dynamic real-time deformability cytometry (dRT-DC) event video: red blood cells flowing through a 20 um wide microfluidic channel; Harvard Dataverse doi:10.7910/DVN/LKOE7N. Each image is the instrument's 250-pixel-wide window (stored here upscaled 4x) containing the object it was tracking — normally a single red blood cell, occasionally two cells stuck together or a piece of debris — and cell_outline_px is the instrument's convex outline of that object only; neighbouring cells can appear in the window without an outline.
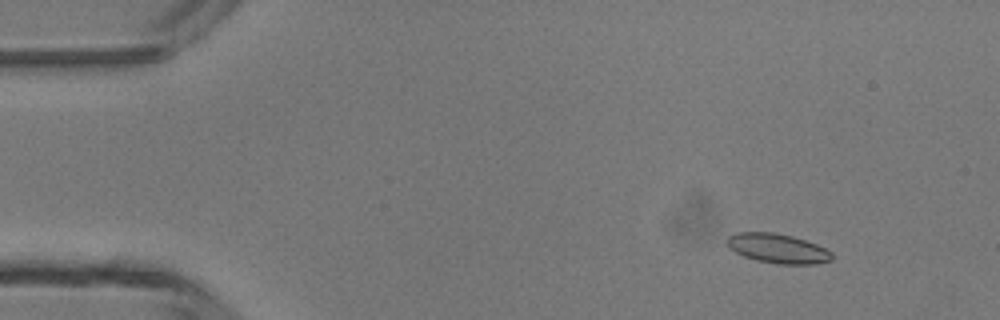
{"species": "common noctule bat (a hibernating species)", "species_latin": "Nyctalus noctula", "temperature_condition": "room temperature", "stored_images_in_passage": 48, "camera_frame_rate_fps": 3000, "um_per_image_px": 0.085, "animal": {"sex": "male", "body_mass_g": 13.3}, "frame": {"image": 1, "passage_image": 6, "time_ms": 1.667, "image_size_px": [1000, 320], "cell_outline_px": [[832, 260], [816, 264], [776, 264], [756, 260], [744, 256], [728, 248], [728, 236], [736, 232], [772, 232], [792, 236], [816, 244], [832, 252]], "centroid_in_image_um": [66.1, 21.12], "position_along_channel_um": 18.9, "area_um2": 17.98}}
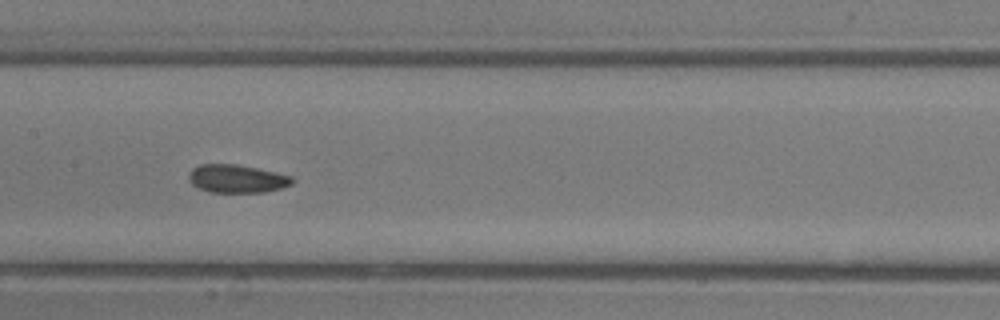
{"frame": {"image": 2, "passage_image": 24, "time_ms": 7.667, "image_size_px": [1000, 320], "cell_outline_px": [[296, 180], [292, 184], [280, 188], [264, 192], [208, 192], [192, 184], [188, 180], [188, 172], [192, 168], [200, 164], [236, 164], [256, 168], [292, 176]], "centroid_in_image_um": [20.11, 15.18], "position_along_channel_um": 187.3, "area_um2": 16.99}}
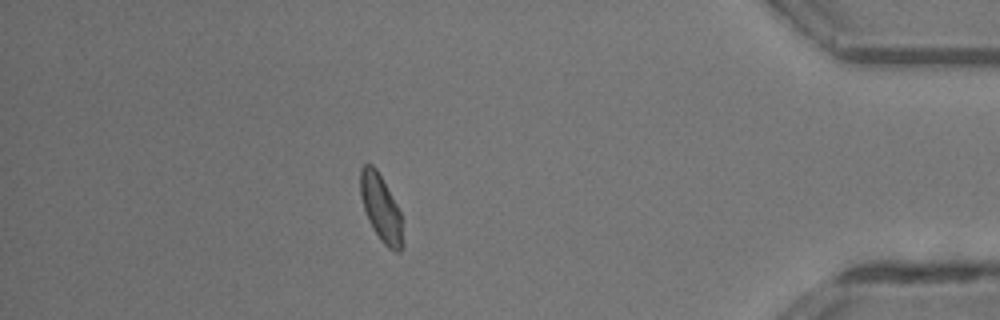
{"frame": {"image": 3, "passage_image": 42, "time_ms": 13.667, "image_size_px": [1000, 320], "cell_outline_px": [[404, 244], [400, 252], [396, 252], [388, 248], [380, 240], [372, 228], [368, 220], [360, 196], [360, 168], [364, 164], [372, 164], [376, 168], [396, 204], [400, 212]], "centroid_in_image_um": [32.38, 17.72], "position_along_channel_um": 402.8, "area_um2": 16.47}, "authors_computed_cell_mechanics": {"area_um2": 16.8487, "velocity_mm_per_s": 4.3729, "shape_relaxation_time_tau1_ms": null, "shape_relaxation_time_tau2_ms": 3.0701, "deformation_change_tau1": null, "deformation_change_tau2": 0.0836}}